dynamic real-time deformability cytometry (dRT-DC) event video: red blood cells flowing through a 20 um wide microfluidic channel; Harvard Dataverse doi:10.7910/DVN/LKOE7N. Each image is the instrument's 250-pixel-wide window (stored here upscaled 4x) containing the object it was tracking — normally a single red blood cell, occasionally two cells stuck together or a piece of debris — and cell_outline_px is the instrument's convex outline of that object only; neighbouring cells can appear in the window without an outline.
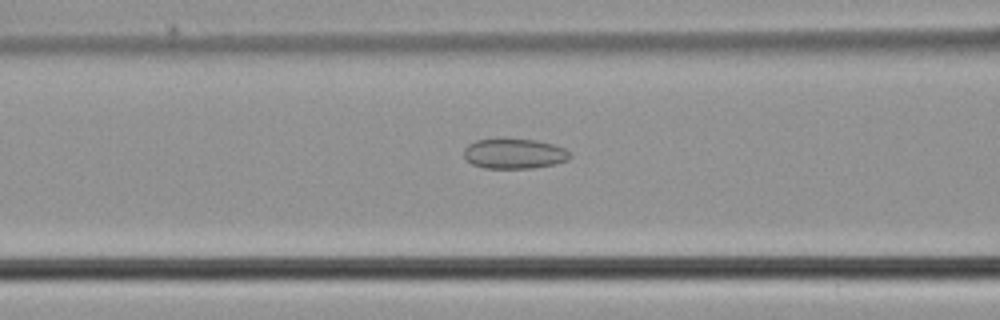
{"species": "common noctule bat (a hibernating species)", "species_latin": "Nyctalus noctula", "temperature_condition": "cold", "stored_images_in_passage": 49, "camera_frame_rate_fps": 3000, "um_per_image_px": 0.085, "animal": {"sex": "male", "body_mass_g": 21.5, "forearm_length_mm": 52.0}, "frame": {"image": 1, "passage_image": 20, "time_ms": 6.333, "image_size_px": [1000, 320], "cell_outline_px": [[572, 156], [568, 160], [556, 164], [532, 168], [484, 168], [472, 164], [464, 156], [464, 148], [468, 144], [476, 140], [504, 136], [536, 140], [552, 144], [564, 148]], "centroid_in_image_um": [43.69, 13.02], "position_along_channel_um": 122.9, "area_um2": 19.19}}
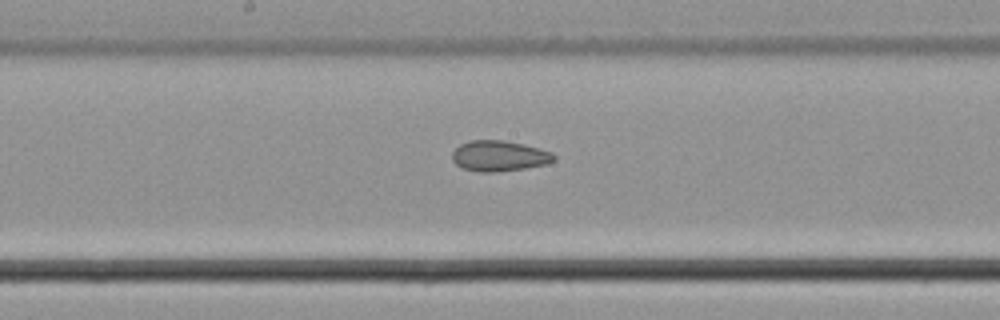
{"frame": {"image": 2, "passage_image": 26, "time_ms": 8.333, "image_size_px": [1000, 320], "cell_outline_px": [[556, 160], [548, 164], [524, 168], [496, 172], [480, 172], [464, 168], [456, 164], [452, 160], [452, 152], [460, 144], [468, 140], [504, 140], [524, 144], [552, 152], [556, 156]], "centroid_in_image_um": [42.45, 13.25], "position_along_channel_um": 205.8, "area_um2": 18.26}}
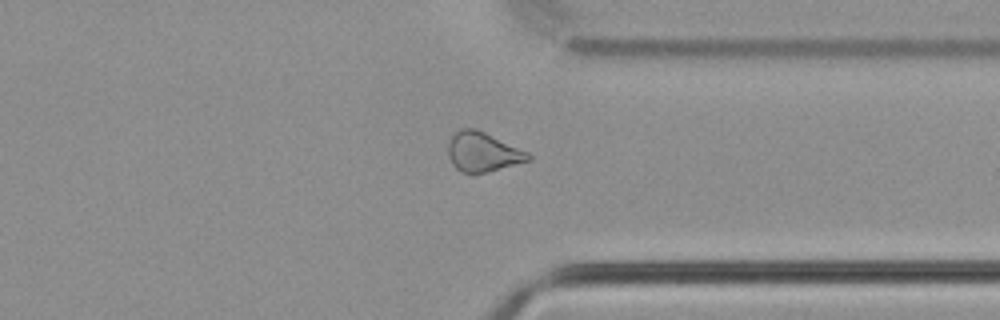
{"frame": {"image": 3, "passage_image": 38, "time_ms": 12.333, "image_size_px": [1000, 320], "cell_outline_px": [[532, 160], [488, 172], [472, 176], [460, 172], [452, 164], [448, 156], [448, 144], [452, 136], [460, 128], [476, 128], [528, 152], [532, 156]], "centroid_in_image_um": [41.03, 12.95], "position_along_channel_um": 370.4, "area_um2": 18.79}}